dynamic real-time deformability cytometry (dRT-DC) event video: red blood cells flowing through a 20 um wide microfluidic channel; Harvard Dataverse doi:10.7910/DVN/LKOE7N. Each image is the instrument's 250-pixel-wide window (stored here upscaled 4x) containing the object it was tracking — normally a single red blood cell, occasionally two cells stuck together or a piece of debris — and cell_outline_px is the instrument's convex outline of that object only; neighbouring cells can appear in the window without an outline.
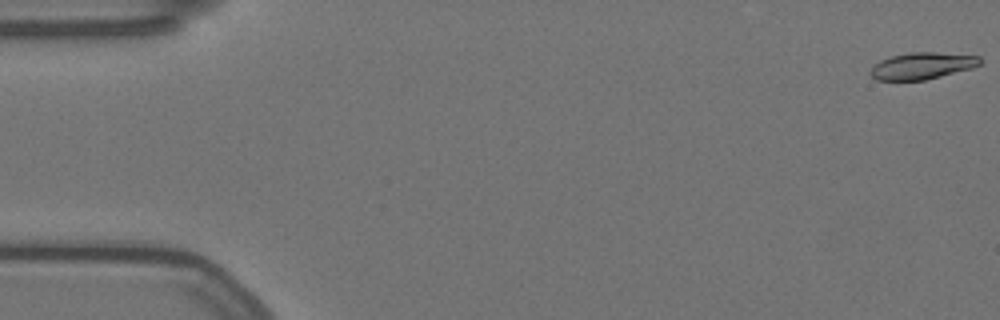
{"species": "Egyptian fruit bat (a non-hibernating species)", "species_latin": "Rousettus aegyptiacus", "temperature_condition": "warm", "stored_images_in_passage": 58, "camera_frame_rate_fps": 3000, "um_per_image_px": 0.085, "animal": {"sex": "female"}, "frame": {"image": 1, "passage_image": 1, "time_ms": 0.0, "image_size_px": [1000, 320], "cell_outline_px": [[984, 60], [980, 64], [972, 68], [924, 80], [876, 80], [868, 72], [872, 64], [880, 60], [892, 56], [912, 52], [936, 52], [980, 56]], "centroid_in_image_um": [78.36, 5.59], "position_along_channel_um": 6.6, "area_um2": 17.17}}
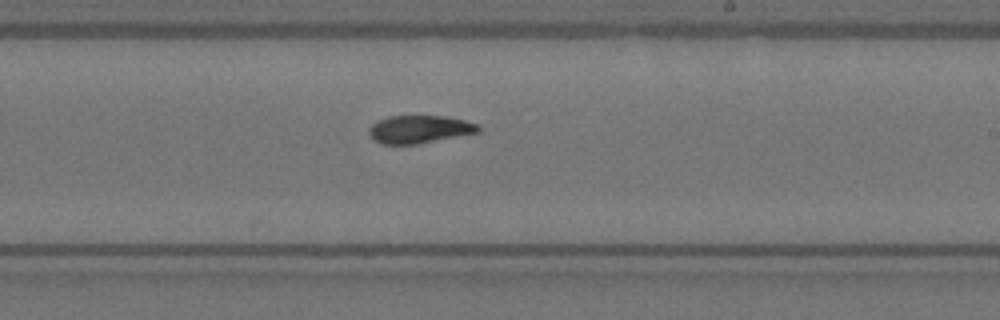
{"frame": {"image": 2, "passage_image": 34, "time_ms": 11.0, "image_size_px": [1000, 320], "cell_outline_px": [[480, 132], [420, 144], [380, 144], [372, 140], [368, 132], [368, 128], [372, 124], [388, 116], [444, 116], [464, 120], [480, 124]], "centroid_in_image_um": [35.65, 11.0], "position_along_channel_um": 253.3, "area_um2": 17.98}}
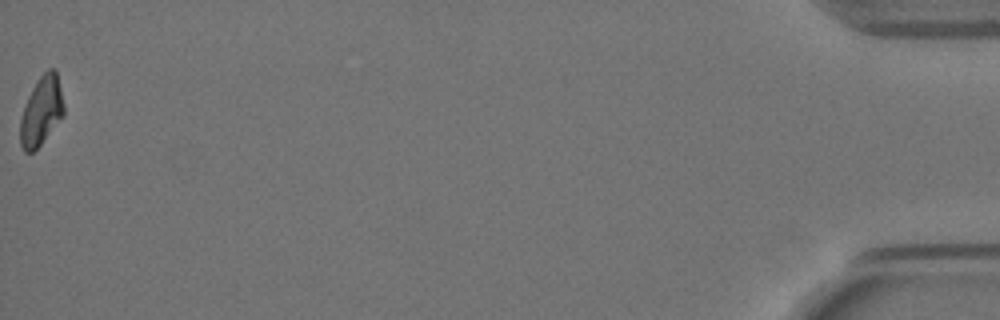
{"frame": {"image": 3, "passage_image": 58, "time_ms": 19.0, "image_size_px": [1000, 320], "cell_outline_px": [[64, 116], [40, 144], [32, 152], [24, 152], [20, 144], [20, 120], [28, 96], [32, 88], [40, 76], [48, 68], [56, 68], [64, 104]], "centroid_in_image_um": [3.53, 9.41], "position_along_channel_um": 431.7, "area_um2": 17.46}, "authors_computed_cell_mechanics": {"area_um2": 18.0047, "velocity_mm_per_s": 3.5214, "shape_relaxation_time_tau1_ms": null, "shape_relaxation_time_tau2_ms": 2.6016, "deformation_change_tau1": null, "deformation_change_tau2": 0.0787}}